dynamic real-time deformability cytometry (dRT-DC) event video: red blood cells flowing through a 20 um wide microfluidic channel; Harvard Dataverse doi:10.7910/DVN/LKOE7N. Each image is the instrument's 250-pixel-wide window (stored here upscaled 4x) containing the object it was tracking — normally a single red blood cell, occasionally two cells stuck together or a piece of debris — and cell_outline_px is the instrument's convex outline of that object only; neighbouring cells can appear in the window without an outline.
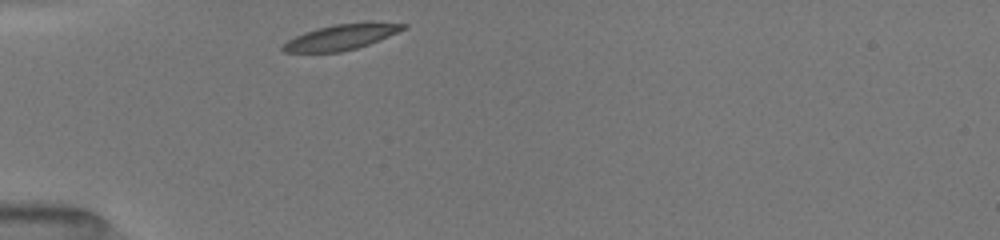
{"species": "common noctule bat (a hibernating species)", "species_latin": "Nyctalus noctula", "temperature_condition": "room temperature", "stored_images_in_passage": 30, "camera_frame_rate_fps": 3000, "um_per_image_px": 0.085, "animal": {"sex": "female", "body_mass_g": 19.5, "forearm_length_mm": 54.1}, "frame": {"image": 1, "passage_image": 1, "time_ms": 0.0, "image_size_px": [1000, 240], "cell_outline_px": [[408, 28], [380, 40], [356, 48], [340, 52], [284, 52], [280, 48], [280, 44], [304, 32], [316, 28], [336, 24], [408, 24]], "centroid_in_image_um": [28.91, 3.19], "position_along_channel_um": 56.1, "area_um2": 17.34}}
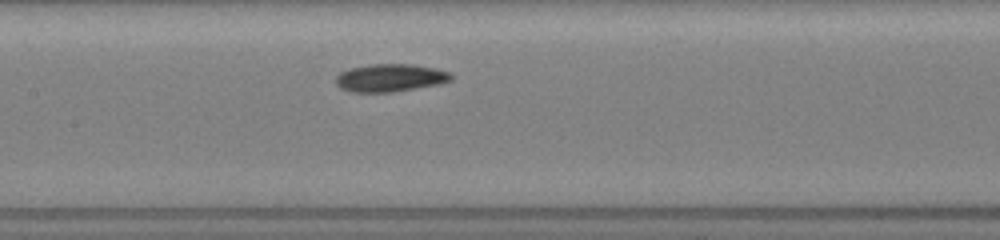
{"frame": {"image": 2, "passage_image": 11, "time_ms": 3.333, "image_size_px": [1000, 240], "cell_outline_px": [[452, 80], [436, 84], [416, 88], [392, 92], [348, 92], [340, 88], [336, 84], [336, 76], [340, 72], [348, 68], [368, 64], [412, 64], [436, 68], [452, 72]], "centroid_in_image_um": [33.14, 6.6], "position_along_channel_um": 174.3, "area_um2": 18.84}}
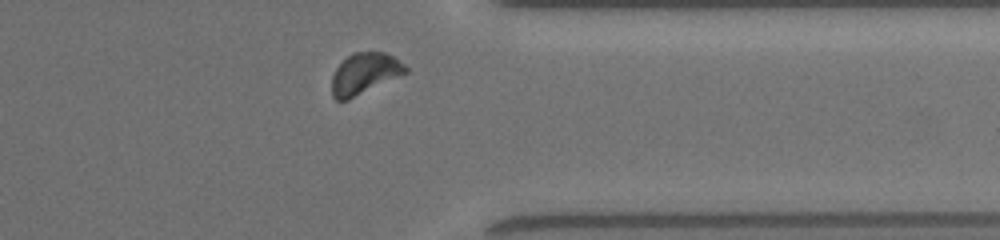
{"frame": {"image": 3, "passage_image": 27, "time_ms": 8.667, "image_size_px": [1000, 240], "cell_outline_px": [[408, 72], [348, 100], [336, 100], [332, 96], [332, 76], [336, 68], [352, 52], [384, 52], [392, 56], [404, 64], [408, 68]], "centroid_in_image_um": [30.98, 6.26], "position_along_channel_um": 380.4, "area_um2": 17.51}, "authors_computed_cell_mechanics": {"area_um2": 18.1203, "velocity_mm_per_s": 3.9325, "shape_relaxation_time_tau1_ms": 1.8537, "shape_relaxation_time_tau2_ms": 10.2822, "deformation_change_tau1": 0.098, "deformation_change_tau2": 0.1469}}